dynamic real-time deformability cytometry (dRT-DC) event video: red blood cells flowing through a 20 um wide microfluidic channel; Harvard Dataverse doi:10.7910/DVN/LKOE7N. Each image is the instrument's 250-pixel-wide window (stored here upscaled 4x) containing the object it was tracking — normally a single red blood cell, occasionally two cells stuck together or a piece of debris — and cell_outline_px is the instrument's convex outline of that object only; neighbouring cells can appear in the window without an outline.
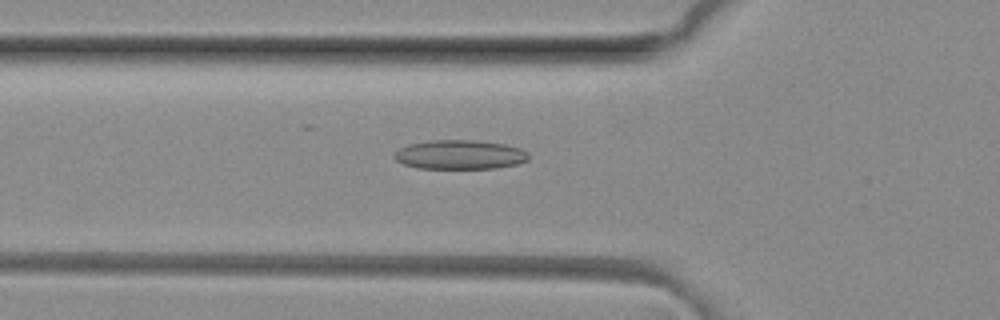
{"species": "common noctule bat (a hibernating species)", "species_latin": "Nyctalus noctula", "temperature_condition": "room temperature", "stored_images_in_passage": 35, "camera_frame_rate_fps": 3000, "um_per_image_px": 0.085, "animal": {"sex": "female", "body_mass_g": 29.2, "forearm_length_mm": 56.3}, "frame": {"image": 1, "passage_image": 3, "time_ms": 0.667, "image_size_px": [1000, 320], "cell_outline_px": [[528, 160], [516, 164], [496, 168], [416, 168], [404, 164], [396, 160], [392, 156], [400, 148], [408, 144], [428, 140], [476, 140], [504, 144], [520, 148], [528, 152]], "centroid_in_image_um": [39.07, 13.14], "position_along_channel_um": 86.7, "area_um2": 22.89}}
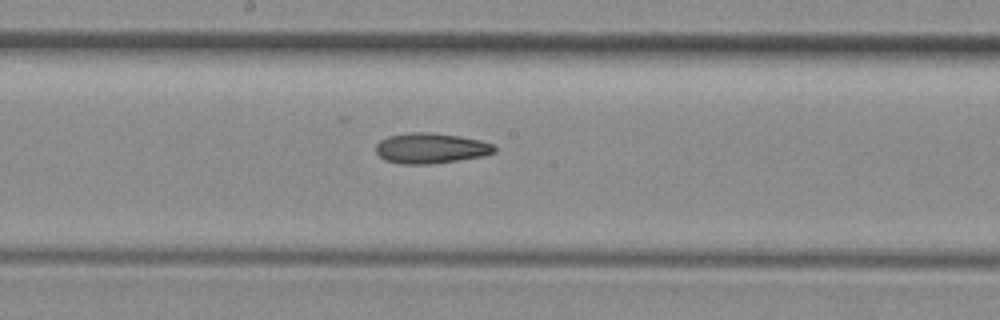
{"frame": {"image": 2, "passage_image": 12, "time_ms": 3.667, "image_size_px": [1000, 320], "cell_outline_px": [[496, 152], [484, 156], [460, 160], [432, 164], [400, 164], [384, 160], [376, 152], [376, 144], [380, 140], [388, 136], [408, 132], [432, 132], [460, 136], [480, 140], [492, 144], [496, 148]], "centroid_in_image_um": [36.61, 12.6], "position_along_channel_um": 211.6, "area_um2": 21.27}}
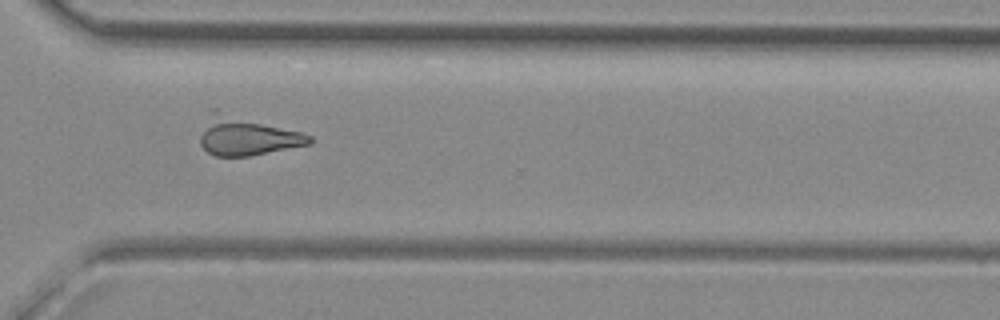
{"frame": {"image": 3, "passage_image": 22, "time_ms": 7.0, "image_size_px": [1000, 320], "cell_outline_px": [[312, 144], [248, 156], [216, 156], [208, 152], [200, 144], [200, 136], [208, 108], [216, 108], [300, 132], [312, 136]], "centroid_in_image_um": [20.9, 11.51], "position_along_channel_um": 349.7, "area_um2": 25.14}}